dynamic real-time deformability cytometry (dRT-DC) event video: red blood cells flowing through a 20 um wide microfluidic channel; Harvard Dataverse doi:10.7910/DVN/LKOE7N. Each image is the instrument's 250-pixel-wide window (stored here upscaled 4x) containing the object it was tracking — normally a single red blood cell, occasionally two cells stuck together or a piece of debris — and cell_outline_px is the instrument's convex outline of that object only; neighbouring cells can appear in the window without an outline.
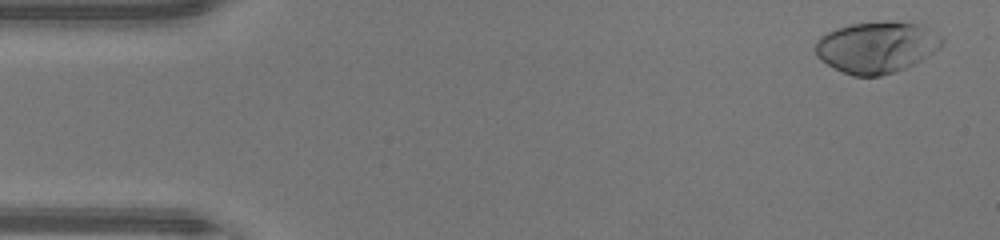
{"species": "human", "species_latin": "Homo sapiens", "temperature_condition": "warm", "stored_images_in_passage": 46, "camera_frame_rate_fps": 3000, "um_per_image_px": 0.085, "donor": {"sex": "male"}, "frame": {"image": 1, "passage_image": 2, "time_ms": 0.333, "image_size_px": [1000, 240], "cell_outline_px": [[944, 44], [940, 48], [920, 60], [896, 72], [880, 76], [852, 76], [820, 60], [816, 56], [816, 40], [820, 36], [836, 28], [852, 24], [888, 20], [924, 24], [944, 36]], "centroid_in_image_um": [74.57, 3.98], "position_along_channel_um": 10.4, "area_um2": 38.32}}
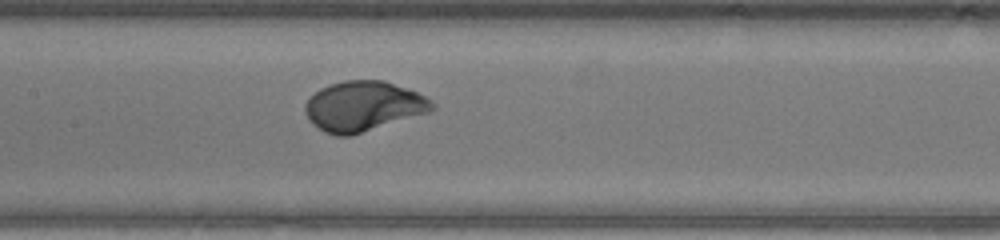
{"frame": {"image": 2, "passage_image": 22, "time_ms": 7.0, "image_size_px": [1000, 240], "cell_outline_px": [[436, 108], [428, 112], [352, 136], [336, 136], [324, 132], [312, 124], [308, 120], [304, 112], [304, 104], [320, 88], [328, 84], [344, 80], [384, 80], [416, 92], [432, 100], [436, 104]], "centroid_in_image_um": [30.86, 9.04], "position_along_channel_um": 176.5, "area_um2": 37.17}}
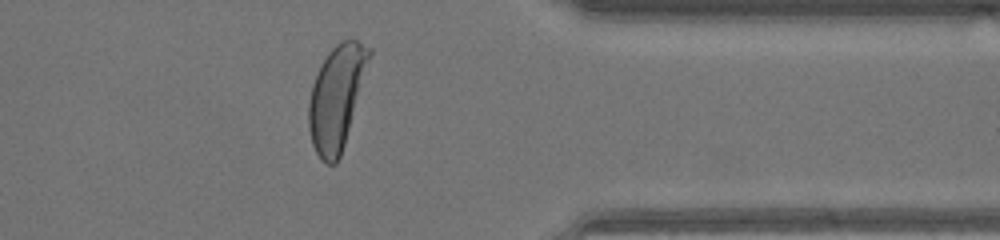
{"frame": {"image": 3, "passage_image": 37, "time_ms": 12.0, "image_size_px": [1000, 240], "cell_outline_px": [[372, 52], [344, 144], [340, 156], [336, 164], [328, 164], [320, 160], [312, 144], [308, 128], [308, 104], [312, 84], [328, 52], [336, 44], [344, 40], [356, 40], [372, 48]], "centroid_in_image_um": [28.59, 8.29], "position_along_channel_um": 382.8, "area_um2": 36.01}, "authors_computed_cell_mechanics": {"area_um2": 36.414, "velocity_mm_per_s": 4.4283, "shape_relaxation_time_tau1_ms": 2.1701, "shape_relaxation_time_tau2_ms": null, "deformation_change_tau1": 0.1941, "deformation_change_tau2": null}}